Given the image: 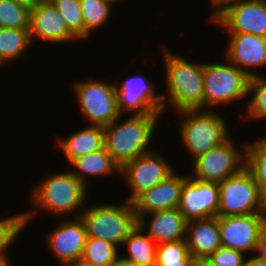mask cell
I'll list each match as a JSON object with an SVG mask.
<instances>
[{"mask_svg": "<svg viewBox=\"0 0 266 266\" xmlns=\"http://www.w3.org/2000/svg\"><path fill=\"white\" fill-rule=\"evenodd\" d=\"M161 114L130 115L118 124L119 118L104 127V147L121 169L138 156L148 153L157 119Z\"/></svg>", "mask_w": 266, "mask_h": 266, "instance_id": "cell-1", "label": "cell"}, {"mask_svg": "<svg viewBox=\"0 0 266 266\" xmlns=\"http://www.w3.org/2000/svg\"><path fill=\"white\" fill-rule=\"evenodd\" d=\"M164 51L166 65V84L168 95H161L165 108L168 102L175 110L204 109V63H191L176 56L169 50Z\"/></svg>", "mask_w": 266, "mask_h": 266, "instance_id": "cell-2", "label": "cell"}, {"mask_svg": "<svg viewBox=\"0 0 266 266\" xmlns=\"http://www.w3.org/2000/svg\"><path fill=\"white\" fill-rule=\"evenodd\" d=\"M84 221L87 236L108 241L117 247L123 244L130 231L138 224L133 203L122 205L96 204L75 213Z\"/></svg>", "mask_w": 266, "mask_h": 266, "instance_id": "cell-3", "label": "cell"}, {"mask_svg": "<svg viewBox=\"0 0 266 266\" xmlns=\"http://www.w3.org/2000/svg\"><path fill=\"white\" fill-rule=\"evenodd\" d=\"M86 186L71 172H62L47 177L33 188L30 202L56 216L76 211L86 203Z\"/></svg>", "mask_w": 266, "mask_h": 266, "instance_id": "cell-4", "label": "cell"}, {"mask_svg": "<svg viewBox=\"0 0 266 266\" xmlns=\"http://www.w3.org/2000/svg\"><path fill=\"white\" fill-rule=\"evenodd\" d=\"M189 109L181 110L179 114L185 115L186 119L181 120L180 133L182 142L189 154L198 157L201 154L226 142L228 127L224 122L222 115L210 111V109Z\"/></svg>", "mask_w": 266, "mask_h": 266, "instance_id": "cell-5", "label": "cell"}, {"mask_svg": "<svg viewBox=\"0 0 266 266\" xmlns=\"http://www.w3.org/2000/svg\"><path fill=\"white\" fill-rule=\"evenodd\" d=\"M218 184V216L266 213V199L246 167Z\"/></svg>", "mask_w": 266, "mask_h": 266, "instance_id": "cell-6", "label": "cell"}, {"mask_svg": "<svg viewBox=\"0 0 266 266\" xmlns=\"http://www.w3.org/2000/svg\"><path fill=\"white\" fill-rule=\"evenodd\" d=\"M250 77L230 61L204 63V109L228 104L248 95Z\"/></svg>", "mask_w": 266, "mask_h": 266, "instance_id": "cell-7", "label": "cell"}, {"mask_svg": "<svg viewBox=\"0 0 266 266\" xmlns=\"http://www.w3.org/2000/svg\"><path fill=\"white\" fill-rule=\"evenodd\" d=\"M80 110L94 126L107 127L122 118L117 108L115 83L79 81L74 85Z\"/></svg>", "mask_w": 266, "mask_h": 266, "instance_id": "cell-8", "label": "cell"}, {"mask_svg": "<svg viewBox=\"0 0 266 266\" xmlns=\"http://www.w3.org/2000/svg\"><path fill=\"white\" fill-rule=\"evenodd\" d=\"M229 138L223 144L193 159L192 178L219 183L245 167V149L241 152Z\"/></svg>", "mask_w": 266, "mask_h": 266, "instance_id": "cell-9", "label": "cell"}, {"mask_svg": "<svg viewBox=\"0 0 266 266\" xmlns=\"http://www.w3.org/2000/svg\"><path fill=\"white\" fill-rule=\"evenodd\" d=\"M174 170L170 163L153 151L131 160L120 170L131 190L127 201L133 203L142 193L167 179Z\"/></svg>", "mask_w": 266, "mask_h": 266, "instance_id": "cell-10", "label": "cell"}, {"mask_svg": "<svg viewBox=\"0 0 266 266\" xmlns=\"http://www.w3.org/2000/svg\"><path fill=\"white\" fill-rule=\"evenodd\" d=\"M218 221L222 247L254 252L259 235L266 228V213L218 216Z\"/></svg>", "mask_w": 266, "mask_h": 266, "instance_id": "cell-11", "label": "cell"}, {"mask_svg": "<svg viewBox=\"0 0 266 266\" xmlns=\"http://www.w3.org/2000/svg\"><path fill=\"white\" fill-rule=\"evenodd\" d=\"M178 210L187 221L218 217L219 184L188 176L181 188Z\"/></svg>", "mask_w": 266, "mask_h": 266, "instance_id": "cell-12", "label": "cell"}, {"mask_svg": "<svg viewBox=\"0 0 266 266\" xmlns=\"http://www.w3.org/2000/svg\"><path fill=\"white\" fill-rule=\"evenodd\" d=\"M117 108L120 114L132 111L133 115L161 114L164 105L161 95L155 94L154 83L140 74L115 84Z\"/></svg>", "mask_w": 266, "mask_h": 266, "instance_id": "cell-13", "label": "cell"}, {"mask_svg": "<svg viewBox=\"0 0 266 266\" xmlns=\"http://www.w3.org/2000/svg\"><path fill=\"white\" fill-rule=\"evenodd\" d=\"M228 32L266 37V0H246L225 9L215 20Z\"/></svg>", "mask_w": 266, "mask_h": 266, "instance_id": "cell-14", "label": "cell"}, {"mask_svg": "<svg viewBox=\"0 0 266 266\" xmlns=\"http://www.w3.org/2000/svg\"><path fill=\"white\" fill-rule=\"evenodd\" d=\"M29 32L32 42L35 38L50 43L72 42L77 39L68 30L64 18L51 0H41L30 10Z\"/></svg>", "mask_w": 266, "mask_h": 266, "instance_id": "cell-15", "label": "cell"}, {"mask_svg": "<svg viewBox=\"0 0 266 266\" xmlns=\"http://www.w3.org/2000/svg\"><path fill=\"white\" fill-rule=\"evenodd\" d=\"M74 218L59 224L47 237L49 250L62 265L82 257L88 237L84 221L81 217Z\"/></svg>", "mask_w": 266, "mask_h": 266, "instance_id": "cell-16", "label": "cell"}, {"mask_svg": "<svg viewBox=\"0 0 266 266\" xmlns=\"http://www.w3.org/2000/svg\"><path fill=\"white\" fill-rule=\"evenodd\" d=\"M228 34L229 44L225 59L249 77L256 76L255 71L253 73L248 68L266 65V37L239 32Z\"/></svg>", "mask_w": 266, "mask_h": 266, "instance_id": "cell-17", "label": "cell"}, {"mask_svg": "<svg viewBox=\"0 0 266 266\" xmlns=\"http://www.w3.org/2000/svg\"><path fill=\"white\" fill-rule=\"evenodd\" d=\"M187 177L174 172L164 181L142 193L133 202L137 220L148 213L178 208L181 188Z\"/></svg>", "mask_w": 266, "mask_h": 266, "instance_id": "cell-18", "label": "cell"}, {"mask_svg": "<svg viewBox=\"0 0 266 266\" xmlns=\"http://www.w3.org/2000/svg\"><path fill=\"white\" fill-rule=\"evenodd\" d=\"M149 214V217L152 216L149 225L146 223V216H141L138 219V224L145 232L147 230L146 233L157 245L186 239L188 221L178 208Z\"/></svg>", "mask_w": 266, "mask_h": 266, "instance_id": "cell-19", "label": "cell"}, {"mask_svg": "<svg viewBox=\"0 0 266 266\" xmlns=\"http://www.w3.org/2000/svg\"><path fill=\"white\" fill-rule=\"evenodd\" d=\"M185 240L196 261L208 258L221 247L218 217L188 221Z\"/></svg>", "mask_w": 266, "mask_h": 266, "instance_id": "cell-20", "label": "cell"}, {"mask_svg": "<svg viewBox=\"0 0 266 266\" xmlns=\"http://www.w3.org/2000/svg\"><path fill=\"white\" fill-rule=\"evenodd\" d=\"M58 143L71 164L75 159L104 147V127L91 124L73 133L67 139H59Z\"/></svg>", "mask_w": 266, "mask_h": 266, "instance_id": "cell-21", "label": "cell"}, {"mask_svg": "<svg viewBox=\"0 0 266 266\" xmlns=\"http://www.w3.org/2000/svg\"><path fill=\"white\" fill-rule=\"evenodd\" d=\"M75 170L71 172L87 187L88 176H106L112 173H120L119 166L113 161L111 155L106 151L105 147L98 151L88 153L82 157L75 159L72 163Z\"/></svg>", "mask_w": 266, "mask_h": 266, "instance_id": "cell-22", "label": "cell"}, {"mask_svg": "<svg viewBox=\"0 0 266 266\" xmlns=\"http://www.w3.org/2000/svg\"><path fill=\"white\" fill-rule=\"evenodd\" d=\"M137 224L123 241L127 245L129 256L123 258L133 262L136 266H156L157 244Z\"/></svg>", "mask_w": 266, "mask_h": 266, "instance_id": "cell-23", "label": "cell"}, {"mask_svg": "<svg viewBox=\"0 0 266 266\" xmlns=\"http://www.w3.org/2000/svg\"><path fill=\"white\" fill-rule=\"evenodd\" d=\"M31 43L29 29L0 27V64L20 58Z\"/></svg>", "mask_w": 266, "mask_h": 266, "instance_id": "cell-24", "label": "cell"}, {"mask_svg": "<svg viewBox=\"0 0 266 266\" xmlns=\"http://www.w3.org/2000/svg\"><path fill=\"white\" fill-rule=\"evenodd\" d=\"M245 148V167L252 174L261 194L266 199V137L253 143H247Z\"/></svg>", "mask_w": 266, "mask_h": 266, "instance_id": "cell-25", "label": "cell"}, {"mask_svg": "<svg viewBox=\"0 0 266 266\" xmlns=\"http://www.w3.org/2000/svg\"><path fill=\"white\" fill-rule=\"evenodd\" d=\"M196 260L189 253L186 240L157 245L156 266H195Z\"/></svg>", "mask_w": 266, "mask_h": 266, "instance_id": "cell-26", "label": "cell"}, {"mask_svg": "<svg viewBox=\"0 0 266 266\" xmlns=\"http://www.w3.org/2000/svg\"><path fill=\"white\" fill-rule=\"evenodd\" d=\"M112 4L105 0H80V7L85 27V38L91 32L101 28L109 20Z\"/></svg>", "mask_w": 266, "mask_h": 266, "instance_id": "cell-27", "label": "cell"}, {"mask_svg": "<svg viewBox=\"0 0 266 266\" xmlns=\"http://www.w3.org/2000/svg\"><path fill=\"white\" fill-rule=\"evenodd\" d=\"M118 254L116 245L88 236L81 258L94 266H110L117 259Z\"/></svg>", "mask_w": 266, "mask_h": 266, "instance_id": "cell-28", "label": "cell"}, {"mask_svg": "<svg viewBox=\"0 0 266 266\" xmlns=\"http://www.w3.org/2000/svg\"><path fill=\"white\" fill-rule=\"evenodd\" d=\"M34 212H21L9 218L0 219V256L5 255L8 246L13 243L19 234L30 222Z\"/></svg>", "mask_w": 266, "mask_h": 266, "instance_id": "cell-29", "label": "cell"}, {"mask_svg": "<svg viewBox=\"0 0 266 266\" xmlns=\"http://www.w3.org/2000/svg\"><path fill=\"white\" fill-rule=\"evenodd\" d=\"M64 18L68 30L77 38H85V27L80 0H51Z\"/></svg>", "mask_w": 266, "mask_h": 266, "instance_id": "cell-30", "label": "cell"}, {"mask_svg": "<svg viewBox=\"0 0 266 266\" xmlns=\"http://www.w3.org/2000/svg\"><path fill=\"white\" fill-rule=\"evenodd\" d=\"M30 10L14 0H0V27L29 29Z\"/></svg>", "mask_w": 266, "mask_h": 266, "instance_id": "cell-31", "label": "cell"}, {"mask_svg": "<svg viewBox=\"0 0 266 266\" xmlns=\"http://www.w3.org/2000/svg\"><path fill=\"white\" fill-rule=\"evenodd\" d=\"M254 92L253 97L247 103V118L266 119V77L256 75L250 77L248 83V96Z\"/></svg>", "mask_w": 266, "mask_h": 266, "instance_id": "cell-32", "label": "cell"}, {"mask_svg": "<svg viewBox=\"0 0 266 266\" xmlns=\"http://www.w3.org/2000/svg\"><path fill=\"white\" fill-rule=\"evenodd\" d=\"M205 261L211 266H244L246 258L242 252L221 246Z\"/></svg>", "mask_w": 266, "mask_h": 266, "instance_id": "cell-33", "label": "cell"}, {"mask_svg": "<svg viewBox=\"0 0 266 266\" xmlns=\"http://www.w3.org/2000/svg\"><path fill=\"white\" fill-rule=\"evenodd\" d=\"M243 1L246 0H211V5L217 7L218 9H216V11L213 13V16L210 20L214 21L225 9Z\"/></svg>", "mask_w": 266, "mask_h": 266, "instance_id": "cell-34", "label": "cell"}, {"mask_svg": "<svg viewBox=\"0 0 266 266\" xmlns=\"http://www.w3.org/2000/svg\"><path fill=\"white\" fill-rule=\"evenodd\" d=\"M258 255L256 257L266 262V228L260 233L256 251Z\"/></svg>", "mask_w": 266, "mask_h": 266, "instance_id": "cell-35", "label": "cell"}, {"mask_svg": "<svg viewBox=\"0 0 266 266\" xmlns=\"http://www.w3.org/2000/svg\"><path fill=\"white\" fill-rule=\"evenodd\" d=\"M244 266H266V262L254 255L250 259H246Z\"/></svg>", "mask_w": 266, "mask_h": 266, "instance_id": "cell-36", "label": "cell"}, {"mask_svg": "<svg viewBox=\"0 0 266 266\" xmlns=\"http://www.w3.org/2000/svg\"><path fill=\"white\" fill-rule=\"evenodd\" d=\"M20 5L27 7L29 10L35 8L41 0H14Z\"/></svg>", "mask_w": 266, "mask_h": 266, "instance_id": "cell-37", "label": "cell"}, {"mask_svg": "<svg viewBox=\"0 0 266 266\" xmlns=\"http://www.w3.org/2000/svg\"><path fill=\"white\" fill-rule=\"evenodd\" d=\"M110 266H136V265L120 255Z\"/></svg>", "mask_w": 266, "mask_h": 266, "instance_id": "cell-38", "label": "cell"}, {"mask_svg": "<svg viewBox=\"0 0 266 266\" xmlns=\"http://www.w3.org/2000/svg\"><path fill=\"white\" fill-rule=\"evenodd\" d=\"M63 266H94L92 263L85 261L82 258H79L75 261L68 262Z\"/></svg>", "mask_w": 266, "mask_h": 266, "instance_id": "cell-39", "label": "cell"}, {"mask_svg": "<svg viewBox=\"0 0 266 266\" xmlns=\"http://www.w3.org/2000/svg\"><path fill=\"white\" fill-rule=\"evenodd\" d=\"M6 254L0 256V266H10V263L8 262Z\"/></svg>", "mask_w": 266, "mask_h": 266, "instance_id": "cell-40", "label": "cell"}, {"mask_svg": "<svg viewBox=\"0 0 266 266\" xmlns=\"http://www.w3.org/2000/svg\"><path fill=\"white\" fill-rule=\"evenodd\" d=\"M195 266H211V265L208 264L205 260H200V261H196Z\"/></svg>", "mask_w": 266, "mask_h": 266, "instance_id": "cell-41", "label": "cell"}, {"mask_svg": "<svg viewBox=\"0 0 266 266\" xmlns=\"http://www.w3.org/2000/svg\"><path fill=\"white\" fill-rule=\"evenodd\" d=\"M105 1L110 2L112 5H113L114 3H117L118 1L120 2V0H105Z\"/></svg>", "mask_w": 266, "mask_h": 266, "instance_id": "cell-42", "label": "cell"}]
</instances>
